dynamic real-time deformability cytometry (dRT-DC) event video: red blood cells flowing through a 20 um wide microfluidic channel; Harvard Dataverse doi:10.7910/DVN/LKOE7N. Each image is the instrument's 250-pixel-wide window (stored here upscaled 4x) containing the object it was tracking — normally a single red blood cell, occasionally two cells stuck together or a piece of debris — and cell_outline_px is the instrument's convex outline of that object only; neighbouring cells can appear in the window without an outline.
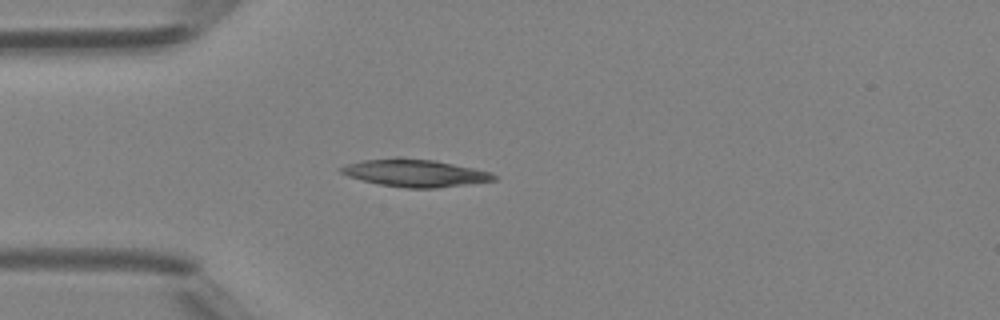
{"species": "Egyptian fruit bat (a non-hibernating species)", "species_latin": "Rousettus aegyptiacus", "temperature_condition": "room temperature", "stored_images_in_passage": 36, "camera_frame_rate_fps": 3000, "um_per_image_px": 0.085, "animal": {"sex": "female"}, "frame": {"image": 1, "passage_image": 5, "time_ms": 1.333, "image_size_px": [1000, 320], "cell_outline_px": [[496, 180], [436, 188], [408, 188], [380, 184], [348, 176], [340, 172], [340, 168], [348, 164], [364, 160], [396, 156], [400, 156], [432, 160], [472, 168], [488, 172], [496, 176]], "centroid_in_image_um": [35.24, 14.69], "position_along_channel_um": 49.8, "area_um2": 24.1}}
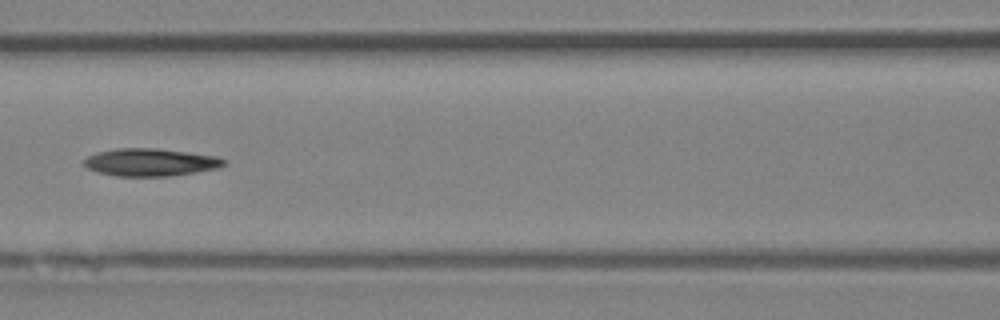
{"frame": {"image": 2, "passage_image": 13, "time_ms": 4.0, "image_size_px": [1000, 320], "cell_outline_px": [[224, 164], [216, 168], [168, 176], [116, 176], [100, 172], [88, 168], [84, 164], [84, 160], [88, 156], [96, 152], [116, 148], [156, 148], [216, 156], [224, 160]], "centroid_in_image_um": [12.73, 13.78], "position_along_channel_um": 153.9, "area_um2": 22.08}}
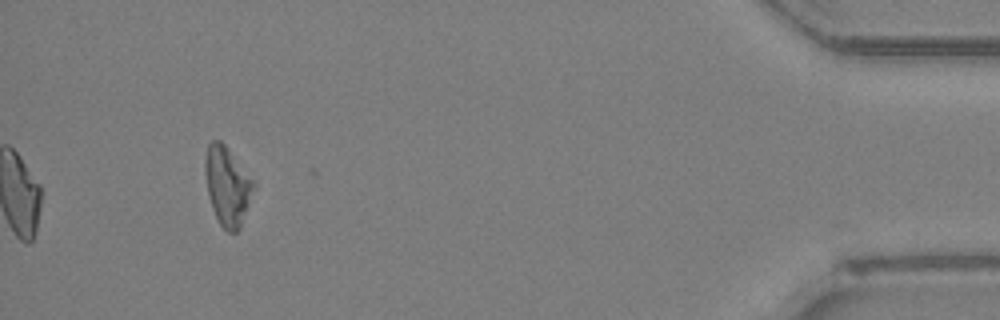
{"frame": {"image": 3, "passage_image": 36, "time_ms": 11.667, "image_size_px": [1000, 320], "cell_outline_px": [[256, 184], [240, 228], [236, 232], [228, 232], [220, 224], [212, 208], [208, 196], [204, 172], [204, 160], [208, 144], [212, 140], [220, 140], [224, 144]], "centroid_in_image_um": [19.3, 15.8], "position_along_channel_um": 415.9, "area_um2": 22.08}, "authors_computed_cell_mechanics": {"area_um2": 22.1374, "velocity_mm_per_s": 4.3388, "shape_relaxation_time_tau1_ms": 9.1881, "shape_relaxation_time_tau2_ms": null, "deformation_change_tau1": 0.1936, "deformation_change_tau2": null}}